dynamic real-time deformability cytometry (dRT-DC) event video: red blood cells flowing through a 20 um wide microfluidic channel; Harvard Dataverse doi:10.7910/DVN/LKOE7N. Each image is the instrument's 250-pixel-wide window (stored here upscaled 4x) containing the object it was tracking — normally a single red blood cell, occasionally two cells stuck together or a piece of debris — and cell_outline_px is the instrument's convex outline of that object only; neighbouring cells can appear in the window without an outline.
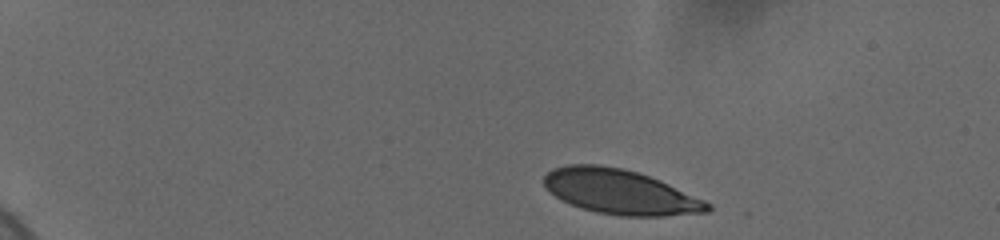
{"species": "human", "species_latin": "Homo sapiens", "temperature_condition": "cold", "stored_images_in_passage": 30, "camera_frame_rate_fps": 3000, "um_per_image_px": 0.085, "donor": {"sex": "female"}, "frame": {"image": 1, "passage_image": 1, "time_ms": 0.0, "image_size_px": [1000, 240], "cell_outline_px": [[712, 208], [708, 212], [664, 216], [620, 216], [596, 212], [580, 208], [560, 200], [544, 184], [544, 176], [552, 168], [568, 164], [596, 164], [624, 168], [660, 180], [704, 200], [712, 204]], "centroid_in_image_um": [52.71, 16.31], "position_along_channel_um": 32.3, "area_um2": 42.6}}
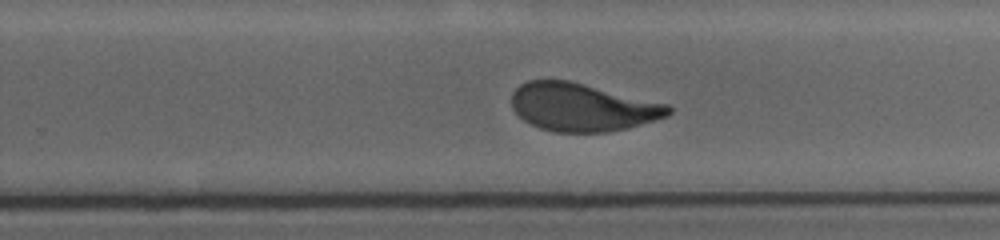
{"frame": {"image": 2, "passage_image": 15, "time_ms": 9.667, "image_size_px": [1000, 240], "cell_outline_px": [[672, 112], [668, 116], [628, 128], [608, 132], [556, 132], [540, 128], [524, 120], [512, 108], [512, 92], [520, 84], [528, 80], [568, 80], [668, 104], [672, 108]], "centroid_in_image_um": [49.5, 9.11], "position_along_channel_um": 280.3, "area_um2": 43.7}}
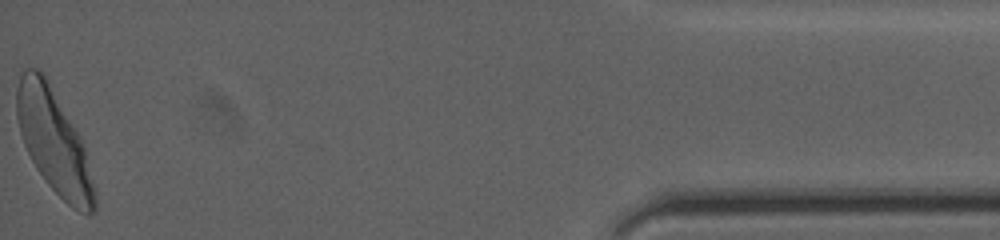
{"frame": {"image": 3, "passage_image": 30, "time_ms": 15.667, "image_size_px": [1000, 240], "cell_outline_px": [[96, 208], [92, 212], [80, 212], [72, 208], [48, 184], [36, 168], [24, 144], [20, 132], [16, 116], [16, 88], [20, 76], [24, 68], [36, 68], [48, 80], [80, 136], [84, 148], [96, 188]], "centroid_in_image_um": [4.58, 12.03], "position_along_channel_um": 430.6, "area_um2": 46.53}, "authors_computed_cell_mechanics": {"area_um2": 44.8528, "velocity_mm_per_s": 3.6318, "shape_relaxation_time_tau1_ms": 3.403, "shape_relaxation_time_tau2_ms": null, "deformation_change_tau1": 0.1426, "deformation_change_tau2": null}}